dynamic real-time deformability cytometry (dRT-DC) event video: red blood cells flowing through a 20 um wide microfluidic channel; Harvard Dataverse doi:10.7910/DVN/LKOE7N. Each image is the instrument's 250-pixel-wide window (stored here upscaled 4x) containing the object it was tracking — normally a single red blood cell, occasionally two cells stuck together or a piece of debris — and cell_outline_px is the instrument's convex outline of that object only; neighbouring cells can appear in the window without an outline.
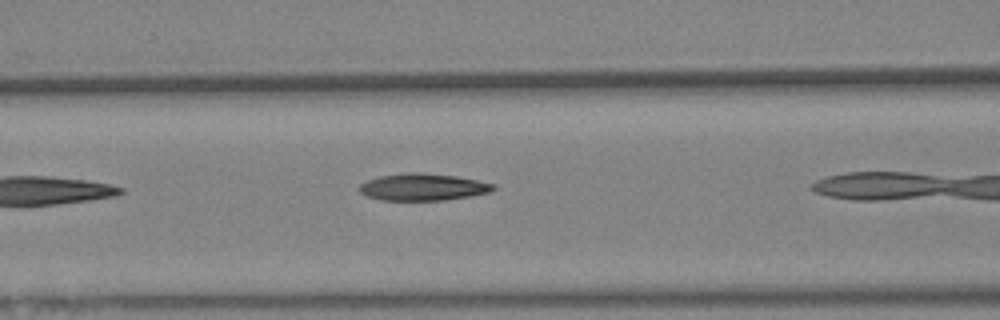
{"species": "Egyptian fruit bat (a non-hibernating species)", "species_latin": "Rousettus aegyptiacus", "temperature_condition": "warm", "stored_images_in_passage": 11, "camera_frame_rate_fps": 3000, "um_per_image_px": 0.085, "animal": {"sex": "female"}, "frame": {"image": 1, "passage_image": 5, "time_ms": 1.333, "image_size_px": [1000, 320], "cell_outline_px": [[496, 188], [492, 192], [472, 196], [444, 200], [380, 200], [368, 196], [360, 192], [360, 184], [368, 180], [380, 176], [416, 172], [420, 172], [456, 176], [496, 184]], "centroid_in_image_um": [36.01, 15.9], "position_along_channel_um": 130.6, "area_um2": 20.98}}